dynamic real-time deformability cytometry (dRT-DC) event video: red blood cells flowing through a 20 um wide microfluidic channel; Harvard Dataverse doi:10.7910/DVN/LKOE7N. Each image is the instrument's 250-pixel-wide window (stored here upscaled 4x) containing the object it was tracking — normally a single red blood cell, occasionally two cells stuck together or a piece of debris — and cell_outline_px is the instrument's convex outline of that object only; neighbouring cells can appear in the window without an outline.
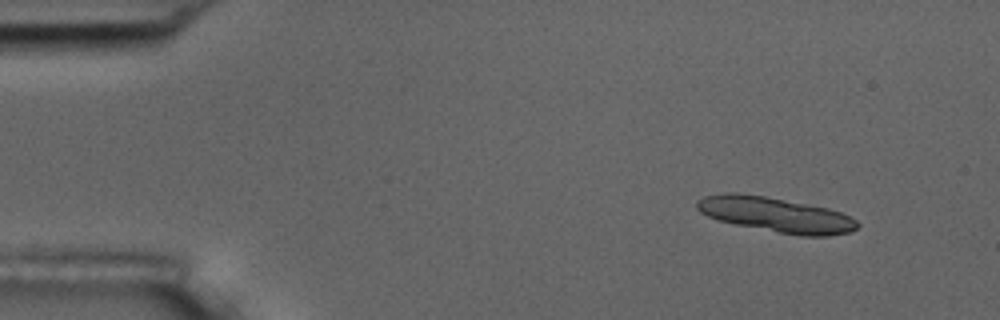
{"species": "common noctule bat (a hibernating species)", "species_latin": "Nyctalus noctula", "temperature_condition": "room temperature", "stored_images_in_passage": 4, "camera_frame_rate_fps": 3000, "um_per_image_px": 0.085, "animal": {"sex": "male", "body_mass_g": 17.5, "forearm_length_mm": 52.3}, "frame": {"image": 1, "passage_image": 1, "time_ms": 0.0, "image_size_px": [1000, 320], "cell_outline_px": [[860, 224], [852, 232], [828, 236], [800, 236], [736, 224], [720, 220], [708, 216], [700, 212], [696, 208], [696, 200], [704, 196], [724, 192], [736, 192], [764, 196], [808, 204], [828, 208], [840, 212], [856, 220]], "centroid_in_image_um": [65.94, 18.24], "position_along_channel_um": 19.1, "area_um2": 32.54}}